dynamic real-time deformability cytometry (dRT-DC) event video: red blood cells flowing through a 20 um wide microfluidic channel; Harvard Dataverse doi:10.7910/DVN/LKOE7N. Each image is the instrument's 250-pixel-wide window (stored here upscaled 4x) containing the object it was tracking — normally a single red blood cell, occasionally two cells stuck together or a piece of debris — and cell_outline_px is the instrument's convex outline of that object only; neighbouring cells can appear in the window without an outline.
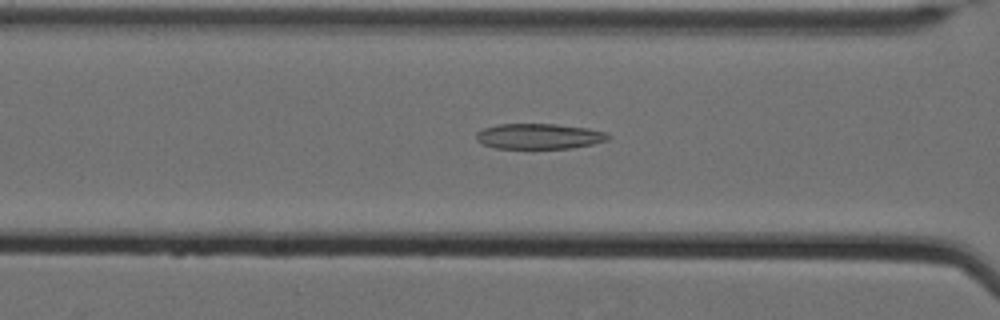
{"species": "Egyptian fruit bat (a non-hibernating species)", "species_latin": "Rousettus aegyptiacus", "temperature_condition": "cold", "stored_images_in_passage": 29, "camera_frame_rate_fps": 3000, "um_per_image_px": 0.085, "animal": {"sex": "female"}, "frame": {"image": 1, "passage_image": 10, "time_ms": 3.0, "image_size_px": [1000, 320], "cell_outline_px": [[608, 140], [592, 144], [572, 148], [492, 148], [476, 140], [476, 132], [484, 128], [500, 124], [556, 124], [588, 128], [608, 132]], "centroid_in_image_um": [45.82, 11.58], "position_along_channel_um": 120.8, "area_um2": 19.54}}
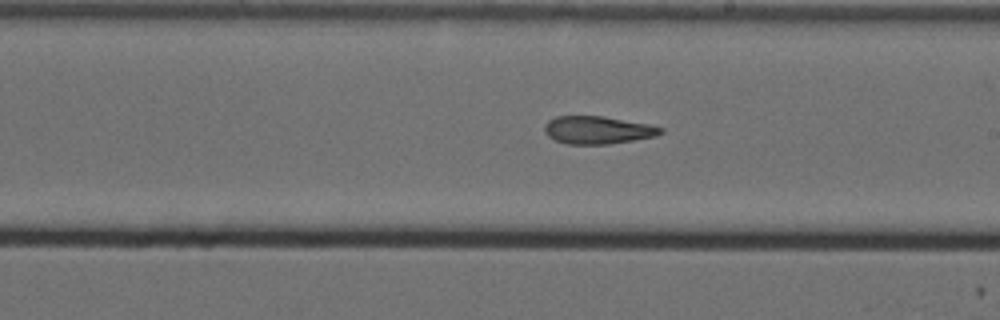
{"frame": {"image": 2, "passage_image": 20, "time_ms": 6.333, "image_size_px": [1000, 320], "cell_outline_px": [[664, 132], [656, 136], [608, 144], [568, 144], [556, 140], [548, 136], [544, 132], [544, 124], [548, 120], [556, 116], [600, 116], [648, 124], [664, 128]], "centroid_in_image_um": [50.78, 11.05], "position_along_channel_um": 238.2, "area_um2": 18.67}}
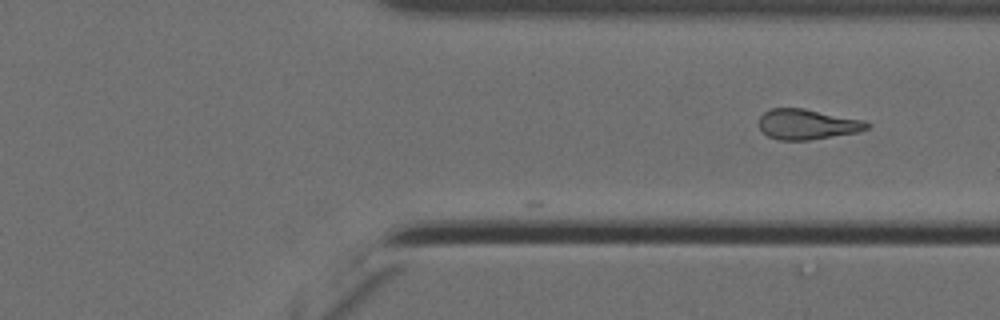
{"frame": {"image": 3, "passage_image": 29, "time_ms": 9.333, "image_size_px": [1000, 320], "cell_outline_px": [[872, 124], [868, 128], [860, 132], [808, 140], [780, 140], [768, 136], [760, 128], [760, 116], [768, 108], [804, 108], [864, 120]], "centroid_in_image_um": [68.65, 10.56], "position_along_channel_um": 342.8, "area_um2": 19.13}}